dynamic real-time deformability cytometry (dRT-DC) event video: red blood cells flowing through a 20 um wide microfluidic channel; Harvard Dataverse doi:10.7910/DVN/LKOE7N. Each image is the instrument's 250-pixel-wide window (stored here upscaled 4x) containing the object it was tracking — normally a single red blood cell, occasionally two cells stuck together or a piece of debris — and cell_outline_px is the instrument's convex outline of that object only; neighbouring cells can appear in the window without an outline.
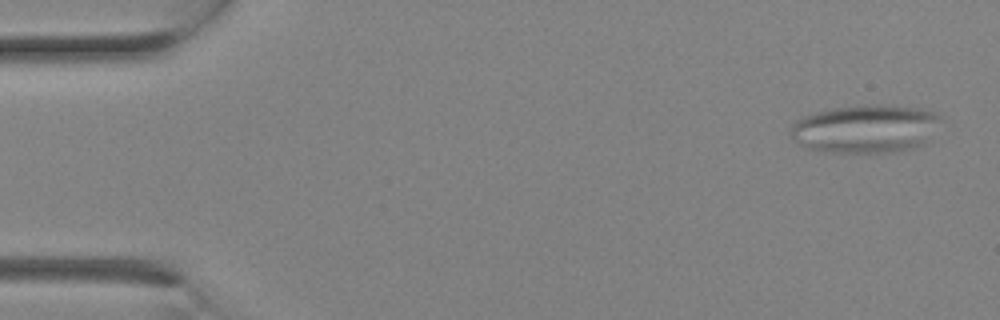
{"species": "Egyptian fruit bat (a non-hibernating species)", "species_latin": "Rousettus aegyptiacus", "temperature_condition": "room temperature", "stored_images_in_passage": 12, "camera_frame_rate_fps": 3000, "um_per_image_px": 0.085, "animal": {"sex": "female"}, "frame": {"image": 1, "passage_image": 1, "time_ms": 0.0, "image_size_px": [1000, 320], "cell_outline_px": [[944, 116], [928, 140], [924, 144], [912, 148], [896, 152], [832, 152], [808, 148], [792, 140], [792, 124], [796, 120], [804, 116], [828, 108], [868, 104], [892, 104], [920, 108], [936, 112]], "centroid_in_image_um": [73.62, 10.92], "position_along_channel_um": 11.4, "area_um2": 42.66}}
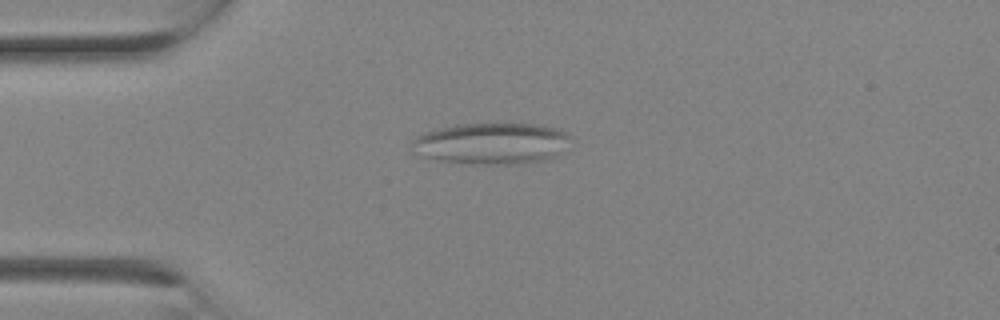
{"frame": {"image": 2, "passage_image": 6, "time_ms": 1.667, "image_size_px": [1000, 320], "cell_outline_px": [[572, 136], [560, 152], [556, 156], [548, 160], [520, 164], [484, 164], [440, 160], [424, 156], [416, 152], [412, 144], [412, 140], [416, 136], [424, 132], [456, 124], [540, 124], [560, 128], [568, 132]], "centroid_in_image_um": [41.86, 12.18], "position_along_channel_um": 43.1, "area_um2": 38.26}}
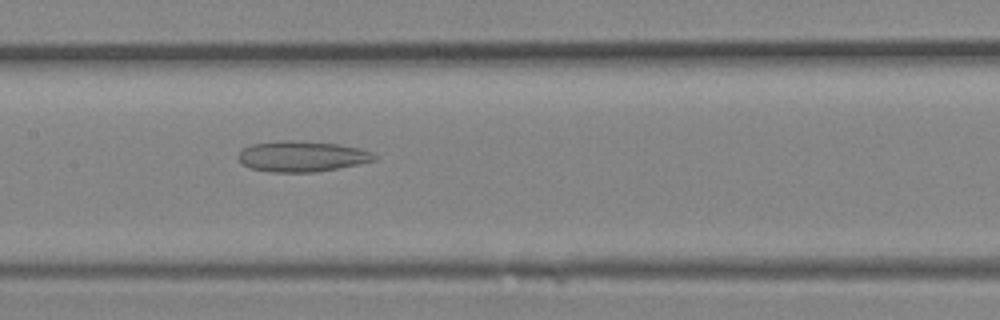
{"frame": {"image": 3, "passage_image": 12, "time_ms": 3.667, "image_size_px": [1000, 320], "cell_outline_px": [[376, 160], [316, 172], [268, 172], [248, 168], [240, 164], [236, 156], [244, 148], [252, 144], [280, 140], [296, 140], [336, 144], [360, 148], [372, 152], [376, 156]], "centroid_in_image_um": [25.59, 13.29], "position_along_channel_um": 181.8, "area_um2": 24.45}}